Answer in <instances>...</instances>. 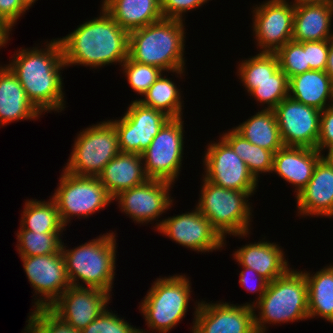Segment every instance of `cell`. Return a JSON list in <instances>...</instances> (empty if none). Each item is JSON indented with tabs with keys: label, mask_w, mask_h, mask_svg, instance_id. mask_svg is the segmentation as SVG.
I'll return each instance as SVG.
<instances>
[{
	"label": "cell",
	"mask_w": 333,
	"mask_h": 333,
	"mask_svg": "<svg viewBox=\"0 0 333 333\" xmlns=\"http://www.w3.org/2000/svg\"><path fill=\"white\" fill-rule=\"evenodd\" d=\"M237 76L247 93L257 88V84L268 80L280 67L275 53L259 52L238 65Z\"/></svg>",
	"instance_id": "33"
},
{
	"label": "cell",
	"mask_w": 333,
	"mask_h": 333,
	"mask_svg": "<svg viewBox=\"0 0 333 333\" xmlns=\"http://www.w3.org/2000/svg\"><path fill=\"white\" fill-rule=\"evenodd\" d=\"M325 72L333 81V38L329 40V52Z\"/></svg>",
	"instance_id": "45"
},
{
	"label": "cell",
	"mask_w": 333,
	"mask_h": 333,
	"mask_svg": "<svg viewBox=\"0 0 333 333\" xmlns=\"http://www.w3.org/2000/svg\"><path fill=\"white\" fill-rule=\"evenodd\" d=\"M273 110L284 146L316 149L321 111L289 96Z\"/></svg>",
	"instance_id": "18"
},
{
	"label": "cell",
	"mask_w": 333,
	"mask_h": 333,
	"mask_svg": "<svg viewBox=\"0 0 333 333\" xmlns=\"http://www.w3.org/2000/svg\"><path fill=\"white\" fill-rule=\"evenodd\" d=\"M289 79L287 75L279 68L268 80L257 84L249 95L254 97L257 103L267 107V110H273L283 99L288 97Z\"/></svg>",
	"instance_id": "35"
},
{
	"label": "cell",
	"mask_w": 333,
	"mask_h": 333,
	"mask_svg": "<svg viewBox=\"0 0 333 333\" xmlns=\"http://www.w3.org/2000/svg\"><path fill=\"white\" fill-rule=\"evenodd\" d=\"M328 52L329 40L307 42V63L311 70H326Z\"/></svg>",
	"instance_id": "44"
},
{
	"label": "cell",
	"mask_w": 333,
	"mask_h": 333,
	"mask_svg": "<svg viewBox=\"0 0 333 333\" xmlns=\"http://www.w3.org/2000/svg\"><path fill=\"white\" fill-rule=\"evenodd\" d=\"M31 5L33 4L34 5V3L37 1V0H27Z\"/></svg>",
	"instance_id": "50"
},
{
	"label": "cell",
	"mask_w": 333,
	"mask_h": 333,
	"mask_svg": "<svg viewBox=\"0 0 333 333\" xmlns=\"http://www.w3.org/2000/svg\"><path fill=\"white\" fill-rule=\"evenodd\" d=\"M41 115L27 98L16 75L7 65H0V126L19 120H34Z\"/></svg>",
	"instance_id": "24"
},
{
	"label": "cell",
	"mask_w": 333,
	"mask_h": 333,
	"mask_svg": "<svg viewBox=\"0 0 333 333\" xmlns=\"http://www.w3.org/2000/svg\"><path fill=\"white\" fill-rule=\"evenodd\" d=\"M29 316L46 333H81L67 322L57 316L50 308H38L32 310Z\"/></svg>",
	"instance_id": "39"
},
{
	"label": "cell",
	"mask_w": 333,
	"mask_h": 333,
	"mask_svg": "<svg viewBox=\"0 0 333 333\" xmlns=\"http://www.w3.org/2000/svg\"><path fill=\"white\" fill-rule=\"evenodd\" d=\"M186 275L157 278L139 305L151 331L168 333L186 316L191 297Z\"/></svg>",
	"instance_id": "7"
},
{
	"label": "cell",
	"mask_w": 333,
	"mask_h": 333,
	"mask_svg": "<svg viewBox=\"0 0 333 333\" xmlns=\"http://www.w3.org/2000/svg\"><path fill=\"white\" fill-rule=\"evenodd\" d=\"M116 234L106 233L73 249L62 242L66 273L72 286L92 287L111 293L116 270ZM79 280L82 284H80Z\"/></svg>",
	"instance_id": "4"
},
{
	"label": "cell",
	"mask_w": 333,
	"mask_h": 333,
	"mask_svg": "<svg viewBox=\"0 0 333 333\" xmlns=\"http://www.w3.org/2000/svg\"><path fill=\"white\" fill-rule=\"evenodd\" d=\"M10 31H8L1 23H0V49L7 44L8 40H10Z\"/></svg>",
	"instance_id": "47"
},
{
	"label": "cell",
	"mask_w": 333,
	"mask_h": 333,
	"mask_svg": "<svg viewBox=\"0 0 333 333\" xmlns=\"http://www.w3.org/2000/svg\"><path fill=\"white\" fill-rule=\"evenodd\" d=\"M111 296L99 288L71 285L49 308L69 325L82 331L107 308Z\"/></svg>",
	"instance_id": "19"
},
{
	"label": "cell",
	"mask_w": 333,
	"mask_h": 333,
	"mask_svg": "<svg viewBox=\"0 0 333 333\" xmlns=\"http://www.w3.org/2000/svg\"><path fill=\"white\" fill-rule=\"evenodd\" d=\"M22 211L20 230L45 233H63L62 224L55 201L26 200Z\"/></svg>",
	"instance_id": "30"
},
{
	"label": "cell",
	"mask_w": 333,
	"mask_h": 333,
	"mask_svg": "<svg viewBox=\"0 0 333 333\" xmlns=\"http://www.w3.org/2000/svg\"><path fill=\"white\" fill-rule=\"evenodd\" d=\"M61 234L19 230L16 233L18 254L20 257L55 254L62 248Z\"/></svg>",
	"instance_id": "34"
},
{
	"label": "cell",
	"mask_w": 333,
	"mask_h": 333,
	"mask_svg": "<svg viewBox=\"0 0 333 333\" xmlns=\"http://www.w3.org/2000/svg\"><path fill=\"white\" fill-rule=\"evenodd\" d=\"M185 20L163 18L129 33L128 57L184 76ZM170 71V72H169ZM183 74V75H182Z\"/></svg>",
	"instance_id": "3"
},
{
	"label": "cell",
	"mask_w": 333,
	"mask_h": 333,
	"mask_svg": "<svg viewBox=\"0 0 333 333\" xmlns=\"http://www.w3.org/2000/svg\"><path fill=\"white\" fill-rule=\"evenodd\" d=\"M324 155L314 148L284 146L273 155L272 173L292 184L297 197L309 183L316 164Z\"/></svg>",
	"instance_id": "21"
},
{
	"label": "cell",
	"mask_w": 333,
	"mask_h": 333,
	"mask_svg": "<svg viewBox=\"0 0 333 333\" xmlns=\"http://www.w3.org/2000/svg\"><path fill=\"white\" fill-rule=\"evenodd\" d=\"M123 74L127 77V81L139 95H144L149 87L164 73L158 67L138 63L129 57L121 64Z\"/></svg>",
	"instance_id": "37"
},
{
	"label": "cell",
	"mask_w": 333,
	"mask_h": 333,
	"mask_svg": "<svg viewBox=\"0 0 333 333\" xmlns=\"http://www.w3.org/2000/svg\"><path fill=\"white\" fill-rule=\"evenodd\" d=\"M210 1V0H209ZM208 0H161V11L164 18L183 19L189 10L198 9Z\"/></svg>",
	"instance_id": "42"
},
{
	"label": "cell",
	"mask_w": 333,
	"mask_h": 333,
	"mask_svg": "<svg viewBox=\"0 0 333 333\" xmlns=\"http://www.w3.org/2000/svg\"><path fill=\"white\" fill-rule=\"evenodd\" d=\"M58 184L51 198L65 227L71 217L88 218L114 201L98 177L76 176L63 170Z\"/></svg>",
	"instance_id": "9"
},
{
	"label": "cell",
	"mask_w": 333,
	"mask_h": 333,
	"mask_svg": "<svg viewBox=\"0 0 333 333\" xmlns=\"http://www.w3.org/2000/svg\"><path fill=\"white\" fill-rule=\"evenodd\" d=\"M333 146V105L326 107L320 114L319 136L316 149L323 151Z\"/></svg>",
	"instance_id": "43"
},
{
	"label": "cell",
	"mask_w": 333,
	"mask_h": 333,
	"mask_svg": "<svg viewBox=\"0 0 333 333\" xmlns=\"http://www.w3.org/2000/svg\"><path fill=\"white\" fill-rule=\"evenodd\" d=\"M288 96L322 111L333 105V81L325 71L309 70L289 78Z\"/></svg>",
	"instance_id": "27"
},
{
	"label": "cell",
	"mask_w": 333,
	"mask_h": 333,
	"mask_svg": "<svg viewBox=\"0 0 333 333\" xmlns=\"http://www.w3.org/2000/svg\"><path fill=\"white\" fill-rule=\"evenodd\" d=\"M161 74L138 101L144 106L164 112L170 118H183L181 89L174 81Z\"/></svg>",
	"instance_id": "31"
},
{
	"label": "cell",
	"mask_w": 333,
	"mask_h": 333,
	"mask_svg": "<svg viewBox=\"0 0 333 333\" xmlns=\"http://www.w3.org/2000/svg\"><path fill=\"white\" fill-rule=\"evenodd\" d=\"M309 3H320V4H329L333 6V0H303Z\"/></svg>",
	"instance_id": "48"
},
{
	"label": "cell",
	"mask_w": 333,
	"mask_h": 333,
	"mask_svg": "<svg viewBox=\"0 0 333 333\" xmlns=\"http://www.w3.org/2000/svg\"><path fill=\"white\" fill-rule=\"evenodd\" d=\"M170 118L141 154L144 170L149 179L168 181L174 184L183 161L184 121Z\"/></svg>",
	"instance_id": "10"
},
{
	"label": "cell",
	"mask_w": 333,
	"mask_h": 333,
	"mask_svg": "<svg viewBox=\"0 0 333 333\" xmlns=\"http://www.w3.org/2000/svg\"><path fill=\"white\" fill-rule=\"evenodd\" d=\"M72 147L63 169L76 176L98 177L104 167L121 152L116 129L109 120L80 130Z\"/></svg>",
	"instance_id": "8"
},
{
	"label": "cell",
	"mask_w": 333,
	"mask_h": 333,
	"mask_svg": "<svg viewBox=\"0 0 333 333\" xmlns=\"http://www.w3.org/2000/svg\"><path fill=\"white\" fill-rule=\"evenodd\" d=\"M100 16L87 20L63 38L61 44L66 67L91 68L121 65L128 58L129 33L101 6Z\"/></svg>",
	"instance_id": "2"
},
{
	"label": "cell",
	"mask_w": 333,
	"mask_h": 333,
	"mask_svg": "<svg viewBox=\"0 0 333 333\" xmlns=\"http://www.w3.org/2000/svg\"><path fill=\"white\" fill-rule=\"evenodd\" d=\"M267 0L256 5L253 13V33L259 52L275 53L292 40L295 0Z\"/></svg>",
	"instance_id": "13"
},
{
	"label": "cell",
	"mask_w": 333,
	"mask_h": 333,
	"mask_svg": "<svg viewBox=\"0 0 333 333\" xmlns=\"http://www.w3.org/2000/svg\"><path fill=\"white\" fill-rule=\"evenodd\" d=\"M242 267L243 270H241L239 274L240 276L239 283L241 284L240 286L246 289V291H249L250 293H258V298L255 300L256 302L254 301L252 303L249 302L244 303V305L253 307L264 295L267 286L269 284V281L260 274H258L254 269L245 266Z\"/></svg>",
	"instance_id": "41"
},
{
	"label": "cell",
	"mask_w": 333,
	"mask_h": 333,
	"mask_svg": "<svg viewBox=\"0 0 333 333\" xmlns=\"http://www.w3.org/2000/svg\"><path fill=\"white\" fill-rule=\"evenodd\" d=\"M44 47L19 49L12 62L6 65L16 75L27 98L41 114L47 111L61 112L66 103L60 72L66 67L61 44L55 38L46 41Z\"/></svg>",
	"instance_id": "1"
},
{
	"label": "cell",
	"mask_w": 333,
	"mask_h": 333,
	"mask_svg": "<svg viewBox=\"0 0 333 333\" xmlns=\"http://www.w3.org/2000/svg\"><path fill=\"white\" fill-rule=\"evenodd\" d=\"M161 222L156 231L193 251L213 252L222 250L226 245V241L197 208L191 212L167 217Z\"/></svg>",
	"instance_id": "17"
},
{
	"label": "cell",
	"mask_w": 333,
	"mask_h": 333,
	"mask_svg": "<svg viewBox=\"0 0 333 333\" xmlns=\"http://www.w3.org/2000/svg\"><path fill=\"white\" fill-rule=\"evenodd\" d=\"M98 179L114 198L122 191L143 184L149 178L141 155L120 152L104 167Z\"/></svg>",
	"instance_id": "25"
},
{
	"label": "cell",
	"mask_w": 333,
	"mask_h": 333,
	"mask_svg": "<svg viewBox=\"0 0 333 333\" xmlns=\"http://www.w3.org/2000/svg\"><path fill=\"white\" fill-rule=\"evenodd\" d=\"M233 128L250 143L273 154L284 147L274 110L262 109Z\"/></svg>",
	"instance_id": "28"
},
{
	"label": "cell",
	"mask_w": 333,
	"mask_h": 333,
	"mask_svg": "<svg viewBox=\"0 0 333 333\" xmlns=\"http://www.w3.org/2000/svg\"><path fill=\"white\" fill-rule=\"evenodd\" d=\"M201 195L196 205L213 228L225 240V236L247 237L252 221V207L248 198L255 192L230 190L217 186L203 177Z\"/></svg>",
	"instance_id": "6"
},
{
	"label": "cell",
	"mask_w": 333,
	"mask_h": 333,
	"mask_svg": "<svg viewBox=\"0 0 333 333\" xmlns=\"http://www.w3.org/2000/svg\"><path fill=\"white\" fill-rule=\"evenodd\" d=\"M238 248L233 254L238 265L254 269L269 282L283 276L290 269L284 257L285 252L276 243L262 240Z\"/></svg>",
	"instance_id": "23"
},
{
	"label": "cell",
	"mask_w": 333,
	"mask_h": 333,
	"mask_svg": "<svg viewBox=\"0 0 333 333\" xmlns=\"http://www.w3.org/2000/svg\"><path fill=\"white\" fill-rule=\"evenodd\" d=\"M280 69L287 75L288 79L311 70L307 63V42L288 41L276 52Z\"/></svg>",
	"instance_id": "36"
},
{
	"label": "cell",
	"mask_w": 333,
	"mask_h": 333,
	"mask_svg": "<svg viewBox=\"0 0 333 333\" xmlns=\"http://www.w3.org/2000/svg\"><path fill=\"white\" fill-rule=\"evenodd\" d=\"M26 277L36 295L32 307L49 308L71 284L66 273L62 251L31 257H21ZM41 294V295H40Z\"/></svg>",
	"instance_id": "14"
},
{
	"label": "cell",
	"mask_w": 333,
	"mask_h": 333,
	"mask_svg": "<svg viewBox=\"0 0 333 333\" xmlns=\"http://www.w3.org/2000/svg\"><path fill=\"white\" fill-rule=\"evenodd\" d=\"M101 6L128 33L164 18L161 0H102Z\"/></svg>",
	"instance_id": "26"
},
{
	"label": "cell",
	"mask_w": 333,
	"mask_h": 333,
	"mask_svg": "<svg viewBox=\"0 0 333 333\" xmlns=\"http://www.w3.org/2000/svg\"><path fill=\"white\" fill-rule=\"evenodd\" d=\"M194 309L192 333H257L256 310L248 305L196 300Z\"/></svg>",
	"instance_id": "16"
},
{
	"label": "cell",
	"mask_w": 333,
	"mask_h": 333,
	"mask_svg": "<svg viewBox=\"0 0 333 333\" xmlns=\"http://www.w3.org/2000/svg\"><path fill=\"white\" fill-rule=\"evenodd\" d=\"M106 308L81 333H149L131 326L124 318Z\"/></svg>",
	"instance_id": "38"
},
{
	"label": "cell",
	"mask_w": 333,
	"mask_h": 333,
	"mask_svg": "<svg viewBox=\"0 0 333 333\" xmlns=\"http://www.w3.org/2000/svg\"><path fill=\"white\" fill-rule=\"evenodd\" d=\"M333 6L295 0L293 35L295 42L323 41L333 38Z\"/></svg>",
	"instance_id": "22"
},
{
	"label": "cell",
	"mask_w": 333,
	"mask_h": 333,
	"mask_svg": "<svg viewBox=\"0 0 333 333\" xmlns=\"http://www.w3.org/2000/svg\"><path fill=\"white\" fill-rule=\"evenodd\" d=\"M214 143H209L202 159L203 177L209 182L230 190L256 192L258 181L247 165L233 151L231 146L220 136Z\"/></svg>",
	"instance_id": "11"
},
{
	"label": "cell",
	"mask_w": 333,
	"mask_h": 333,
	"mask_svg": "<svg viewBox=\"0 0 333 333\" xmlns=\"http://www.w3.org/2000/svg\"><path fill=\"white\" fill-rule=\"evenodd\" d=\"M172 185L174 184L168 181L148 179L143 184L122 191L113 200L118 201L121 212L137 224L158 221L155 227L157 229L162 222L156 218L159 219L173 205L169 194Z\"/></svg>",
	"instance_id": "15"
},
{
	"label": "cell",
	"mask_w": 333,
	"mask_h": 333,
	"mask_svg": "<svg viewBox=\"0 0 333 333\" xmlns=\"http://www.w3.org/2000/svg\"><path fill=\"white\" fill-rule=\"evenodd\" d=\"M327 152L326 156L323 157L333 165V146L329 148Z\"/></svg>",
	"instance_id": "49"
},
{
	"label": "cell",
	"mask_w": 333,
	"mask_h": 333,
	"mask_svg": "<svg viewBox=\"0 0 333 333\" xmlns=\"http://www.w3.org/2000/svg\"><path fill=\"white\" fill-rule=\"evenodd\" d=\"M26 325L23 333H46L30 316L26 321Z\"/></svg>",
	"instance_id": "46"
},
{
	"label": "cell",
	"mask_w": 333,
	"mask_h": 333,
	"mask_svg": "<svg viewBox=\"0 0 333 333\" xmlns=\"http://www.w3.org/2000/svg\"><path fill=\"white\" fill-rule=\"evenodd\" d=\"M308 285L309 319L315 316L333 323V265L325 266L313 275L302 271Z\"/></svg>",
	"instance_id": "29"
},
{
	"label": "cell",
	"mask_w": 333,
	"mask_h": 333,
	"mask_svg": "<svg viewBox=\"0 0 333 333\" xmlns=\"http://www.w3.org/2000/svg\"><path fill=\"white\" fill-rule=\"evenodd\" d=\"M169 119L164 112L144 106L136 99L123 117L109 121L116 129L120 151L141 155Z\"/></svg>",
	"instance_id": "12"
},
{
	"label": "cell",
	"mask_w": 333,
	"mask_h": 333,
	"mask_svg": "<svg viewBox=\"0 0 333 333\" xmlns=\"http://www.w3.org/2000/svg\"><path fill=\"white\" fill-rule=\"evenodd\" d=\"M221 137L242 159L257 180H259L258 177H260L262 173H272L274 154L271 151L250 143L234 128L223 133Z\"/></svg>",
	"instance_id": "32"
},
{
	"label": "cell",
	"mask_w": 333,
	"mask_h": 333,
	"mask_svg": "<svg viewBox=\"0 0 333 333\" xmlns=\"http://www.w3.org/2000/svg\"><path fill=\"white\" fill-rule=\"evenodd\" d=\"M31 6L27 0H0V23L11 32L17 19Z\"/></svg>",
	"instance_id": "40"
},
{
	"label": "cell",
	"mask_w": 333,
	"mask_h": 333,
	"mask_svg": "<svg viewBox=\"0 0 333 333\" xmlns=\"http://www.w3.org/2000/svg\"><path fill=\"white\" fill-rule=\"evenodd\" d=\"M296 199L298 216L333 218V165L324 157L318 161L309 183Z\"/></svg>",
	"instance_id": "20"
},
{
	"label": "cell",
	"mask_w": 333,
	"mask_h": 333,
	"mask_svg": "<svg viewBox=\"0 0 333 333\" xmlns=\"http://www.w3.org/2000/svg\"><path fill=\"white\" fill-rule=\"evenodd\" d=\"M253 309L259 310V314L254 313L257 333H265L266 324L309 319L308 285L304 273L290 268L283 276L269 282Z\"/></svg>",
	"instance_id": "5"
}]
</instances>
